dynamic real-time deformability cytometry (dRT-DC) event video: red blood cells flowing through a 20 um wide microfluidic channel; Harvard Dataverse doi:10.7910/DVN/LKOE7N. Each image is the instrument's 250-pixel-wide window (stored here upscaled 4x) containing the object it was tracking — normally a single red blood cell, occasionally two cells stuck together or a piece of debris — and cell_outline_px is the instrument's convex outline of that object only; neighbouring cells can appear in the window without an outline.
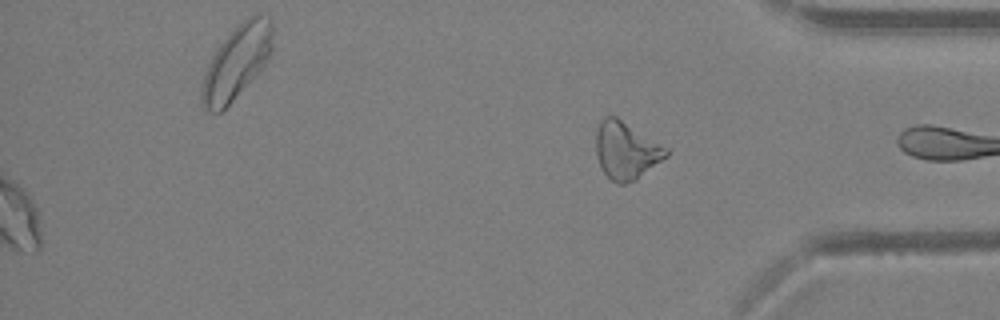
{"species": "Egyptian fruit bat (a non-hibernating species)", "species_latin": "Rousettus aegyptiacus", "temperature_condition": "warm", "stored_images_in_passage": 32, "segment_of_instrument_passage": [2, 2], "camera_frame_rate_fps": 3000, "um_per_image_px": 0.085, "animal": {"sex": "female"}, "frame": {"image": 1, "passage_image": 32, "time_ms": 10.333, "image_size_px": [1000, 320], "cell_outline_px": [[672, 148], [668, 156], [636, 180], [624, 184], [616, 184], [604, 172], [596, 156], [596, 132], [600, 120], [604, 116], [616, 116]], "centroid_in_image_um": [53.28, 12.77], "position_along_channel_um": 381.9, "area_um2": 24.04}}